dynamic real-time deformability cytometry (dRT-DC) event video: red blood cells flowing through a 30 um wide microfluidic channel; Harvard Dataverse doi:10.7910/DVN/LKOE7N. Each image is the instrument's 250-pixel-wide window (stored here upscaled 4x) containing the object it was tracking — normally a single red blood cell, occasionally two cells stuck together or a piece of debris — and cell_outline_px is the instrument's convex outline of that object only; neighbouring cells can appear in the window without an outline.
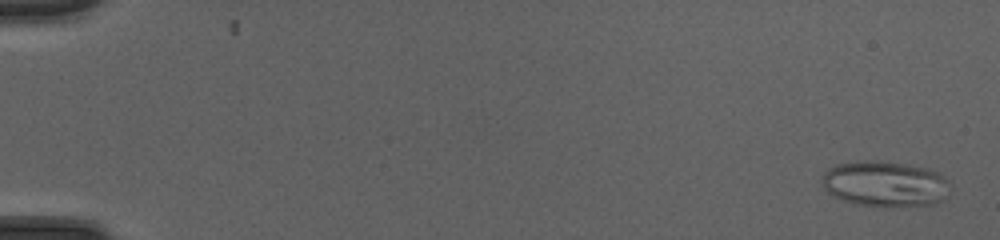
{"species": "common noctule bat (a hibernating species)", "species_latin": "Nyctalus noctula", "temperature_condition": "cold", "stored_images_in_passage": 50, "camera_frame_rate_fps": 3000, "um_per_image_px": 0.085, "animal": {"sex": "female", "body_mass_g": 20.0, "forearm_length_mm": 54.0}, "frame": {"image": 1, "passage_image": 2, "time_ms": 0.333, "image_size_px": [1000, 240], "cell_outline_px": [[948, 196], [932, 204], [884, 208], [856, 204], [832, 196], [824, 188], [820, 180], [820, 176], [828, 168], [836, 164], [856, 160], [876, 160], [908, 164], [928, 168], [936, 172], [948, 180]], "centroid_in_image_um": [75.17, 15.63], "position_along_channel_um": 9.8, "area_um2": 34.74}}
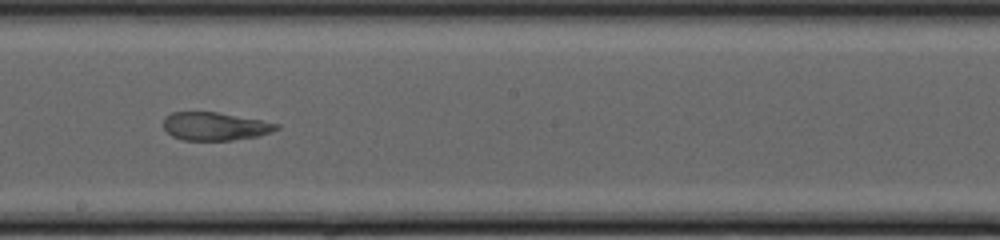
{"frame": {"image": 2, "passage_image": 30, "time_ms": 9.667, "image_size_px": [1000, 240], "cell_outline_px": [[280, 128], [272, 132], [256, 136], [232, 140], [184, 140], [172, 136], [164, 128], [164, 116], [172, 112], [216, 112], [260, 120], [280, 124]], "centroid_in_image_um": [18.27, 10.73], "position_along_channel_um": 229.9, "area_um2": 18.38}}
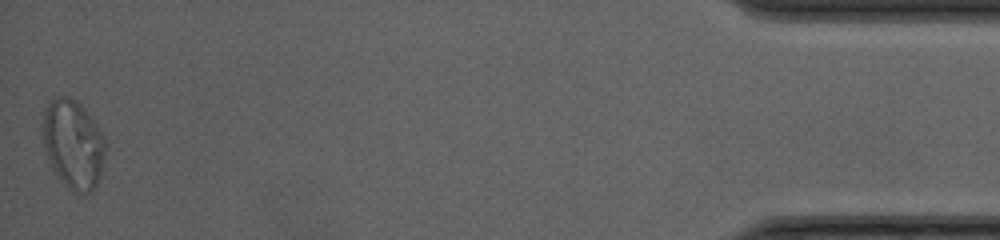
{"frame": {"image": 3, "passage_image": 50, "time_ms": 16.333, "image_size_px": [1000, 240], "cell_outline_px": [[104, 156], [100, 180], [92, 192], [80, 192], [68, 188], [64, 184], [52, 168], [40, 132], [44, 108], [56, 96], [68, 96], [80, 104], [96, 124], [104, 136]], "centroid_in_image_um": [6.2, 12.24], "position_along_channel_um": 429.0, "area_um2": 32.37}, "authors_computed_cell_mechanics": {"area_um2": 25.3164, "velocity_mm_per_s": 4.2287, "shape_relaxation_time_tau1_ms": null, "shape_relaxation_time_tau2_ms": 1.1003, "deformation_change_tau1": null, "deformation_change_tau2": 0.0876}}